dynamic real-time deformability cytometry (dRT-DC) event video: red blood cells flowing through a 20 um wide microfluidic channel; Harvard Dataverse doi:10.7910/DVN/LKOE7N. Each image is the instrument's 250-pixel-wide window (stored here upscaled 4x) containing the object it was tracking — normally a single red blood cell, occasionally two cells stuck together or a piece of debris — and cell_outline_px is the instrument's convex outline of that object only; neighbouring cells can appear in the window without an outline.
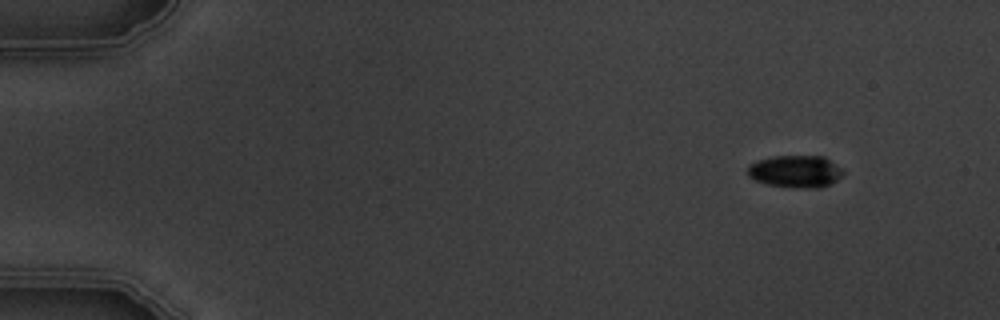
{"species": "common noctule bat (a hibernating species)", "species_latin": "Nyctalus noctula", "temperature_condition": "warm", "stored_images_in_passage": 6, "camera_frame_rate_fps": 3000, "um_per_image_px": 0.085, "animal": {"sex": "male", "body_mass_g": 19.5, "forearm_length_mm": 54.6}, "frame": {"image": 1, "passage_image": 1, "time_ms": 0.0, "image_size_px": [1000, 320], "cell_outline_px": [[844, 172], [836, 180], [820, 188], [792, 188], [768, 184], [756, 180], [748, 176], [748, 164], [756, 160], [772, 156], [824, 156], [840, 168]], "centroid_in_image_um": [67.57, 14.57], "position_along_channel_um": 17.4, "area_um2": 17.92}}
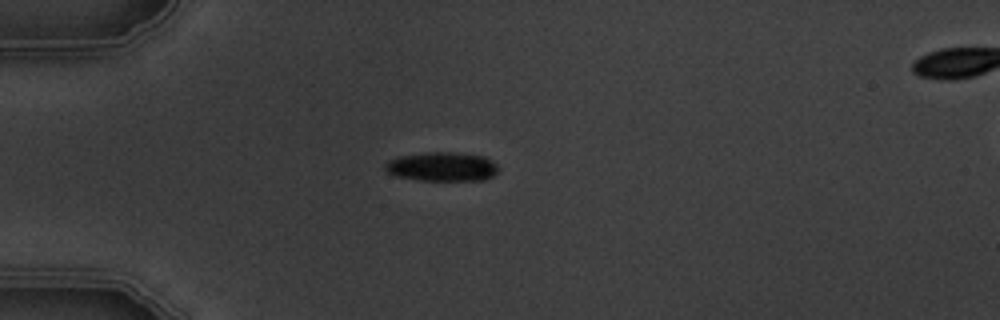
{"frame": {"image": 2, "passage_image": 4, "time_ms": 3.333, "image_size_px": [1000, 320], "cell_outline_px": [[500, 168], [492, 176], [484, 180], [420, 180], [396, 176], [388, 172], [384, 168], [384, 164], [388, 160], [396, 156], [424, 152], [456, 152], [484, 156], [492, 160]], "centroid_in_image_um": [37.56, 14.15], "position_along_channel_um": 47.4, "area_um2": 19.42}}